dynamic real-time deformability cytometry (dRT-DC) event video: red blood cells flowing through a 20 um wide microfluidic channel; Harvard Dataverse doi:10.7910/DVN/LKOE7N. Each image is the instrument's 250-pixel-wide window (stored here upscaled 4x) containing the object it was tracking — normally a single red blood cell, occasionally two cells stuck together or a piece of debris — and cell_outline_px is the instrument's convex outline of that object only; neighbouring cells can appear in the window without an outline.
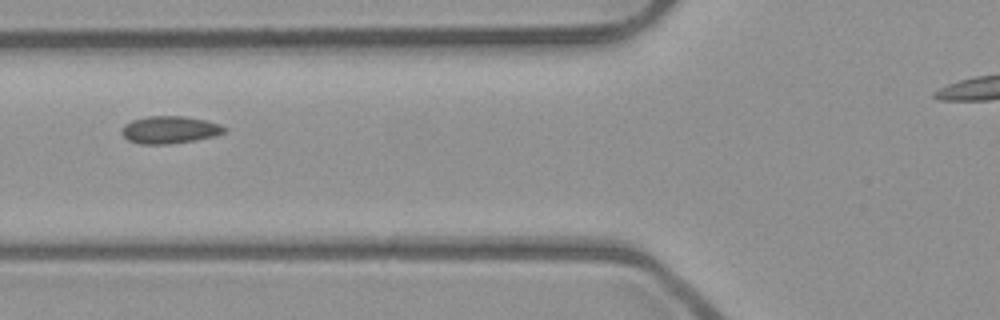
{"species": "common noctule bat (a hibernating species)", "species_latin": "Nyctalus noctula", "temperature_condition": "room temperature", "stored_images_in_passage": 4, "segment_of_instrument_passage": [1, 2], "camera_frame_rate_fps": 3000, "um_per_image_px": 0.085, "animal": {"sex": "male", "body_mass_g": 23.1, "forearm_length_mm": 52.7}, "frame": {"image": 1, "passage_image": 2, "time_ms": 0.333, "image_size_px": [1000, 320], "cell_outline_px": [[228, 128], [224, 132], [216, 136], [196, 140], [168, 144], [140, 144], [128, 140], [120, 132], [120, 128], [124, 124], [132, 120], [148, 116], [184, 116], [208, 120], [220, 124]], "centroid_in_image_um": [14.43, 11.03], "position_along_channel_um": 111.4, "area_um2": 16.65}}
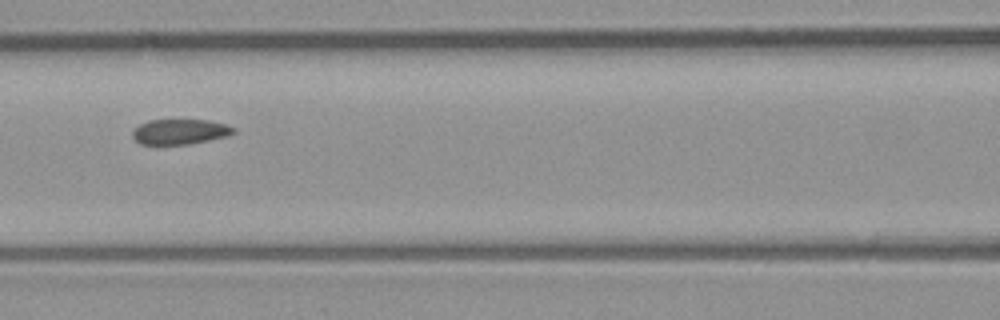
{"frame": {"image": 2, "passage_image": 3, "time_ms": 0.667, "image_size_px": [1000, 320], "cell_outline_px": [[236, 132], [228, 136], [188, 144], [140, 144], [132, 136], [132, 132], [140, 124], [148, 120], [208, 120], [224, 124], [236, 128]], "centroid_in_image_um": [15.31, 11.19], "position_along_channel_um": 151.3, "area_um2": 14.74}}